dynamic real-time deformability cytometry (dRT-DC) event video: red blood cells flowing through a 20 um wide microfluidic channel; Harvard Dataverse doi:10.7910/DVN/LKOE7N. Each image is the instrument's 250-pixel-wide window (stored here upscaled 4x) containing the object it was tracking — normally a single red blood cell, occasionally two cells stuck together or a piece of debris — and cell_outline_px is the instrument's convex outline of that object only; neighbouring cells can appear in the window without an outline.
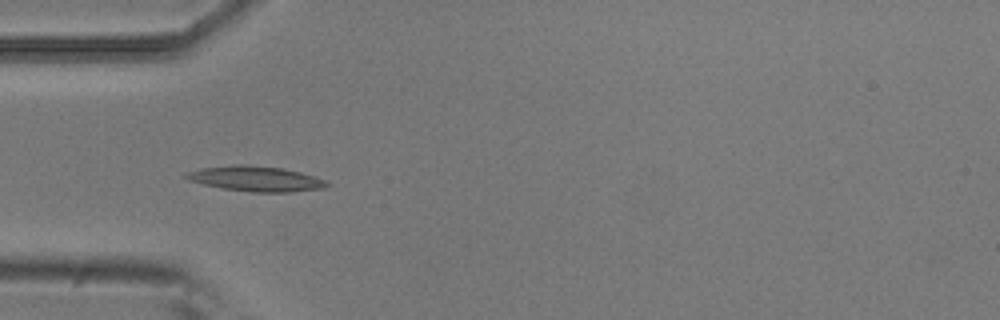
{"species": "common noctule bat (a hibernating species)", "species_latin": "Nyctalus noctula", "temperature_condition": "room temperature", "stored_images_in_passage": 7, "camera_frame_rate_fps": 3000, "um_per_image_px": 0.085, "animal": {"sex": "male", "body_mass_g": 20.5, "forearm_length_mm": 52.5}, "frame": {"image": 1, "passage_image": 5, "time_ms": 1.333, "image_size_px": [1000, 320], "cell_outline_px": [[332, 184], [324, 188], [292, 192], [252, 192], [224, 188], [204, 184], [188, 180], [180, 176], [188, 172], [200, 168], [236, 164], [240, 164], [284, 168], [300, 172], [324, 180]], "centroid_in_image_um": [21.73, 15.19], "position_along_channel_um": 63.3, "area_um2": 20.63}}
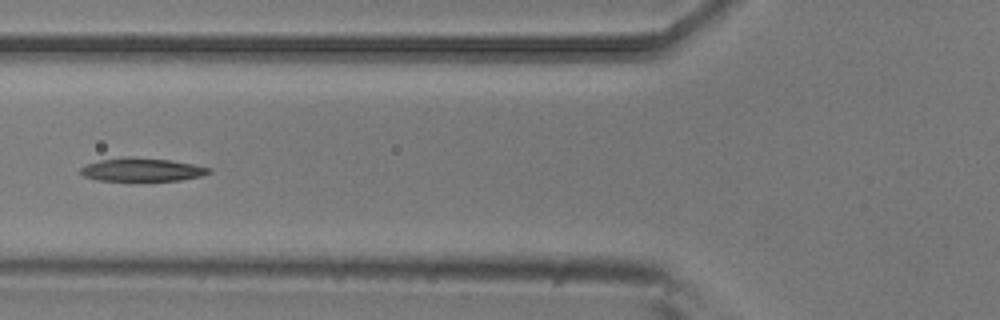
{"frame": {"image": 2, "passage_image": 6, "time_ms": 1.667, "image_size_px": [1000, 320], "cell_outline_px": [[212, 172], [200, 176], [180, 180], [96, 180], [84, 176], [80, 172], [80, 168], [88, 164], [100, 160], [124, 156], [168, 160], [192, 164], [212, 168]], "centroid_in_image_um": [12.06, 14.42], "position_along_channel_um": 113.7, "area_um2": 17.17}}
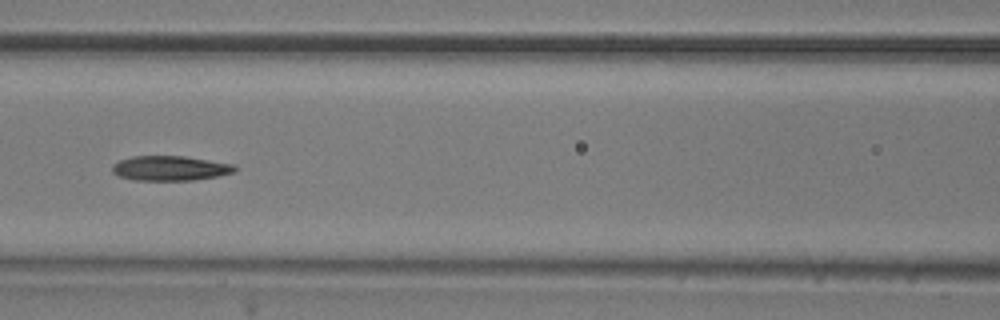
{"frame": {"image": 3, "passage_image": 7, "time_ms": 2.0, "image_size_px": [1000, 320], "cell_outline_px": [[236, 168], [232, 172], [216, 176], [192, 180], [132, 180], [120, 176], [112, 172], [112, 164], [120, 160], [132, 156], [184, 156], [232, 164]], "centroid_in_image_um": [14.39, 14.3], "position_along_channel_um": 152.2, "area_um2": 17.46}}